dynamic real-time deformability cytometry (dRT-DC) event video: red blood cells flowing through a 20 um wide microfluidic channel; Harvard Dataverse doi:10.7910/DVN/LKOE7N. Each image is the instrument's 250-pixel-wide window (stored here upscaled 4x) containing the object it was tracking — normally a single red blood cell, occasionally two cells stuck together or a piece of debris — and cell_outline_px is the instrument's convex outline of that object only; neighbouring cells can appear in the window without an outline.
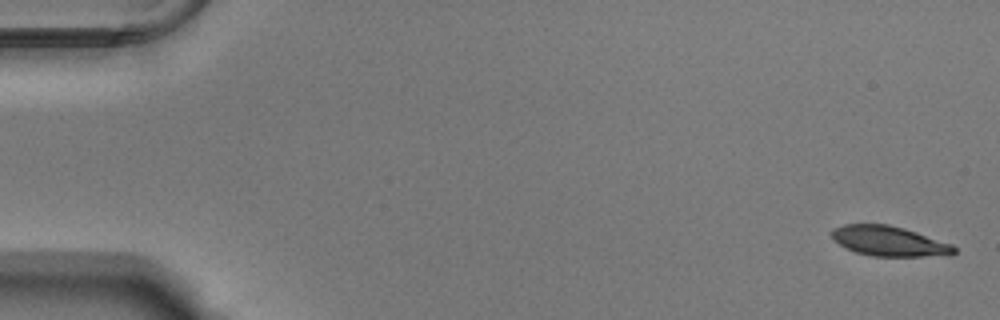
{"species": "Egyptian fruit bat (a non-hibernating species)", "species_latin": "Rousettus aegyptiacus", "temperature_condition": "warm", "stored_images_in_passage": 54, "camera_frame_rate_fps": 3000, "um_per_image_px": 0.085, "animal": {"sex": "male"}, "frame": {"image": 1, "passage_image": 1, "time_ms": 0.0, "image_size_px": [1000, 320], "cell_outline_px": [[956, 252], [952, 256], [872, 256], [856, 252], [844, 248], [832, 240], [832, 228], [844, 224], [888, 224], [904, 228], [952, 244], [956, 248]], "centroid_in_image_um": [75.57, 20.5], "position_along_channel_um": 9.4, "area_um2": 21.62}}
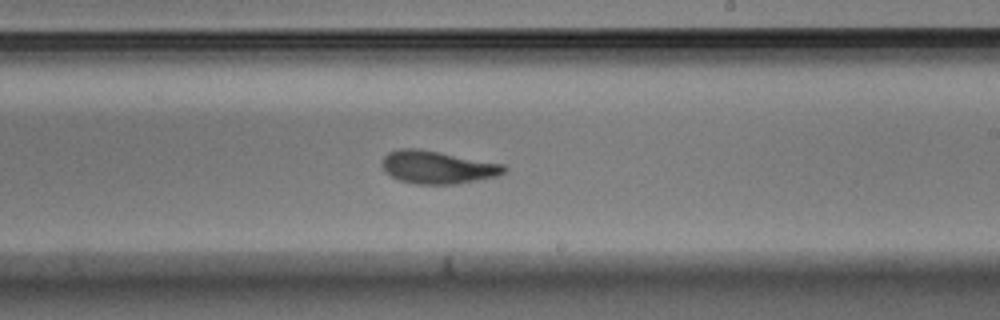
{"frame": {"image": 2, "passage_image": 32, "time_ms": 10.333, "image_size_px": [1000, 320], "cell_outline_px": [[508, 168], [504, 172], [496, 176], [456, 184], [416, 184], [400, 180], [384, 172], [380, 164], [384, 156], [388, 152], [400, 148], [416, 148], [504, 164]], "centroid_in_image_um": [37.14, 14.21], "position_along_channel_um": 251.9, "area_um2": 23.24}}
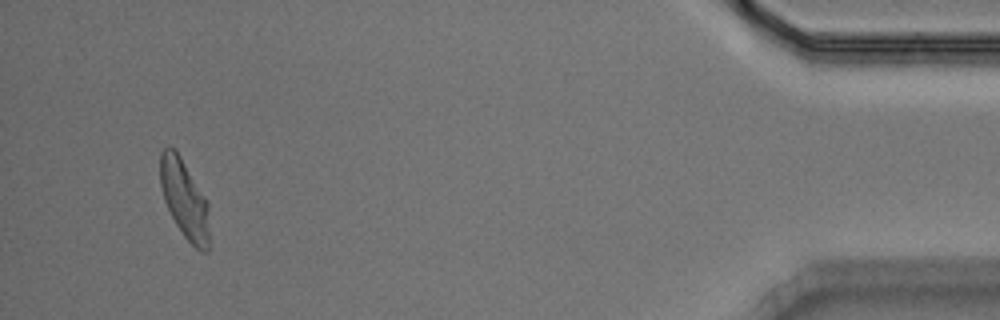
{"frame": {"image": 3, "passage_image": 51, "time_ms": 16.667, "image_size_px": [1000, 320], "cell_outline_px": [[208, 252], [200, 252], [184, 236], [176, 224], [164, 200], [160, 184], [160, 152], [168, 144], [176, 148], [204, 196], [208, 204]], "centroid_in_image_um": [15.65, 16.87], "position_along_channel_um": 419.5, "area_um2": 22.43}, "authors_computed_cell_mechanics": {"area_um2": 23.0044, "velocity_mm_per_s": 3.762, "shape_relaxation_time_tau1_ms": 3.0163, "shape_relaxation_time_tau2_ms": 2.1342, "deformation_change_tau1": 0.1727, "deformation_change_tau2": 0.1018}}